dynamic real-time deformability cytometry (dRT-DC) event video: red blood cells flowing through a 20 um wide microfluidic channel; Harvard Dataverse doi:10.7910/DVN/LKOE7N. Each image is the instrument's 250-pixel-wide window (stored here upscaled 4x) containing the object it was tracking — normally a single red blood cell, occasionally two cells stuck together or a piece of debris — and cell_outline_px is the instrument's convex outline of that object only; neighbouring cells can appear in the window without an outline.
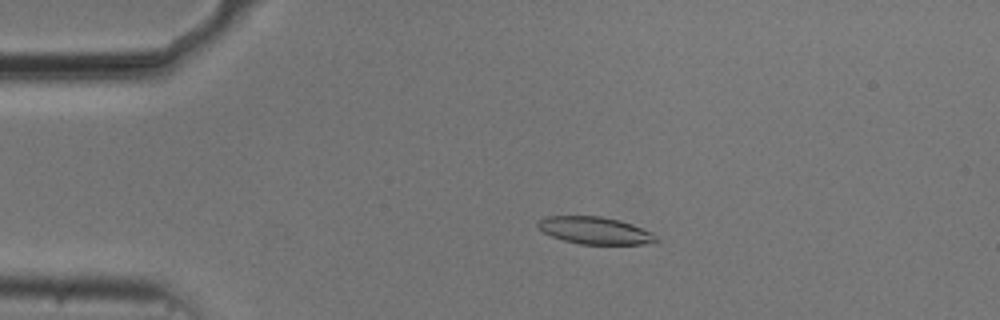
{"species": "common noctule bat (a hibernating species)", "species_latin": "Nyctalus noctula", "temperature_condition": "cold", "stored_images_in_passage": 54, "camera_frame_rate_fps": 3000, "um_per_image_px": 0.085, "animal": {"sex": "male", "body_mass_g": 20.5, "forearm_length_mm": 52.5}, "frame": {"image": 1, "passage_image": 11, "time_ms": 3.333, "image_size_px": [1000, 320], "cell_outline_px": [[660, 240], [644, 244], [580, 244], [564, 240], [552, 236], [544, 232], [536, 224], [540, 220], [548, 216], [600, 216], [632, 224], [652, 232]], "centroid_in_image_um": [50.59, 19.59], "position_along_channel_um": 34.4, "area_um2": 18.5}}
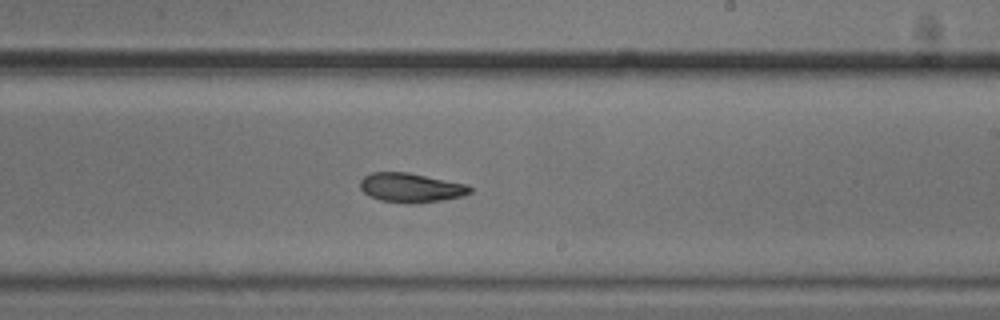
{"frame": {"image": 2, "passage_image": 32, "time_ms": 10.333, "image_size_px": [1000, 320], "cell_outline_px": [[472, 192], [464, 196], [440, 200], [408, 204], [380, 200], [368, 196], [360, 188], [360, 180], [364, 176], [372, 172], [408, 172], [468, 184], [472, 188]], "centroid_in_image_um": [34.93, 15.95], "position_along_channel_um": 254.1, "area_um2": 18.9}}
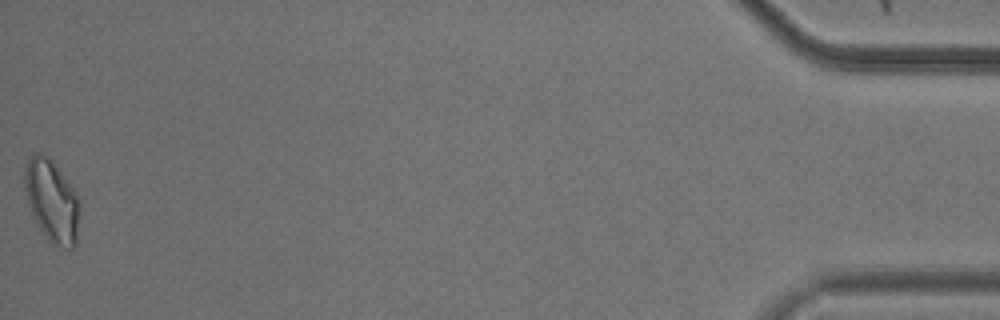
{"frame": {"image": 3, "passage_image": 54, "time_ms": 17.667, "image_size_px": [1000, 320], "cell_outline_px": [[80, 212], [76, 244], [68, 252], [52, 244], [48, 240], [36, 224], [32, 216], [28, 204], [24, 188], [24, 172], [28, 160], [32, 152], [40, 152], [48, 156], [52, 160], [76, 192], [80, 200]], "centroid_in_image_um": [4.42, 17.11], "position_along_channel_um": 430.8, "area_um2": 27.05}, "authors_computed_cell_mechanics": {"area_um2": 19.4208, "velocity_mm_per_s": 3.7258, "shape_relaxation_time_tau1_ms": 3.7113, "shape_relaxation_time_tau2_ms": 7.5747, "deformation_change_tau1": 0.1285, "deformation_change_tau2": 0.1505}}